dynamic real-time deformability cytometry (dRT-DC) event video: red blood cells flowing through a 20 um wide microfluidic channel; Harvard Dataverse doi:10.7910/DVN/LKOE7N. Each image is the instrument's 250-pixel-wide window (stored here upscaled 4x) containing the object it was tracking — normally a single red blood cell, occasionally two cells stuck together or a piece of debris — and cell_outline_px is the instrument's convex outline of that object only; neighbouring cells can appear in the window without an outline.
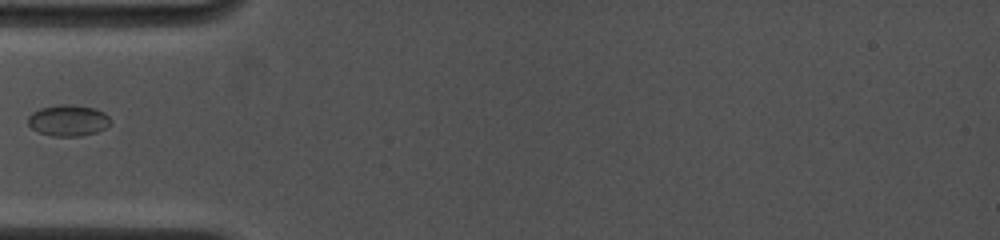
{"species": "common noctule bat (a hibernating species)", "species_latin": "Nyctalus noctula", "temperature_condition": "cold", "stored_images_in_passage": 6, "camera_frame_rate_fps": 4500, "um_per_image_px": 0.085, "animal": {"sex": "female", "body_mass_g": 19.0, "forearm_length_mm": 53.3}, "frame": {"image": 1, "passage_image": 1, "time_ms": 0.0, "image_size_px": [1000, 240], "cell_outline_px": [[112, 124], [96, 132], [80, 136], [52, 136], [40, 132], [32, 128], [28, 124], [28, 116], [32, 112], [40, 108], [60, 104], [72, 104], [92, 108], [104, 112], [112, 120]], "centroid_in_image_um": [5.81, 10.23], "position_along_channel_um": 79.2, "area_um2": 15.03}}